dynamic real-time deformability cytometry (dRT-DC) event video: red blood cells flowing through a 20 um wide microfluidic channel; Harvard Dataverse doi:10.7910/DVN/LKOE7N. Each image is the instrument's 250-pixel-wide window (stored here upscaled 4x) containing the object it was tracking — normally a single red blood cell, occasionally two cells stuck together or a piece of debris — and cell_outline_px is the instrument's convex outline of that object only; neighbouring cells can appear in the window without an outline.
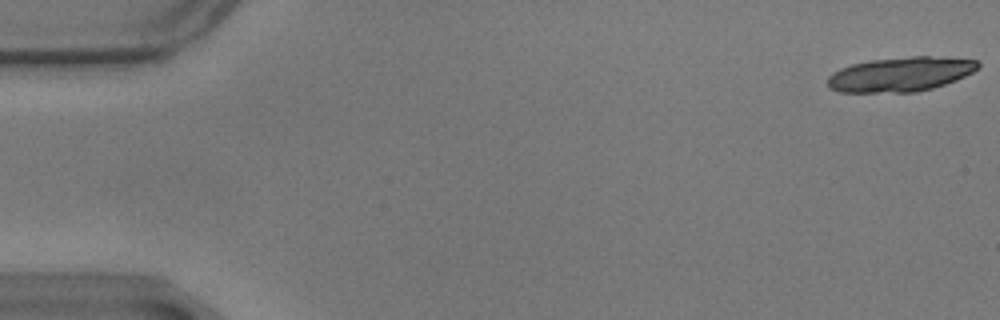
{"species": "common noctule bat (a hibernating species)", "species_latin": "Nyctalus noctula", "temperature_condition": "warm", "stored_images_in_passage": 20, "camera_frame_rate_fps": 3000, "um_per_image_px": 0.085, "animal": {"sex": "male", "body_mass_g": 17.9}, "frame": {"image": 1, "passage_image": 1, "time_ms": 0.0, "image_size_px": [1000, 320], "cell_outline_px": [[980, 68], [956, 80], [932, 88], [916, 92], [840, 92], [828, 88], [828, 76], [832, 72], [840, 68], [852, 64], [872, 60], [912, 56], [928, 56], [976, 60], [980, 64]], "centroid_in_image_um": [76.52, 6.31], "position_along_channel_um": 8.5, "area_um2": 30.11}}